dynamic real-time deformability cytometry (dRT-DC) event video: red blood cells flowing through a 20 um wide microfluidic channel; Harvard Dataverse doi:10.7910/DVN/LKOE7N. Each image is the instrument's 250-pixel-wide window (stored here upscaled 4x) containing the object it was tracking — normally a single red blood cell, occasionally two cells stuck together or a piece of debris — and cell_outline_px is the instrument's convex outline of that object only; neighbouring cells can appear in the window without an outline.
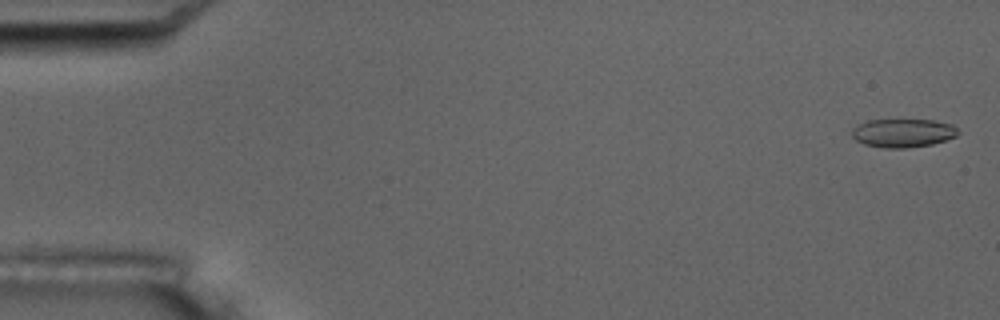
{"species": "common noctule bat (a hibernating species)", "species_latin": "Nyctalus noctula", "temperature_condition": "room temperature", "stored_images_in_passage": 5, "camera_frame_rate_fps": 3000, "um_per_image_px": 0.085, "animal": {"sex": "male", "body_mass_g": 17.5, "forearm_length_mm": 52.3}, "frame": {"image": 1, "passage_image": 1, "time_ms": 0.0, "image_size_px": [1000, 320], "cell_outline_px": [[960, 132], [956, 136], [932, 144], [908, 148], [884, 148], [864, 144], [856, 140], [852, 136], [852, 128], [868, 120], [936, 120], [952, 124]], "centroid_in_image_um": [76.76, 11.3], "position_along_channel_um": 8.2, "area_um2": 17.63}}
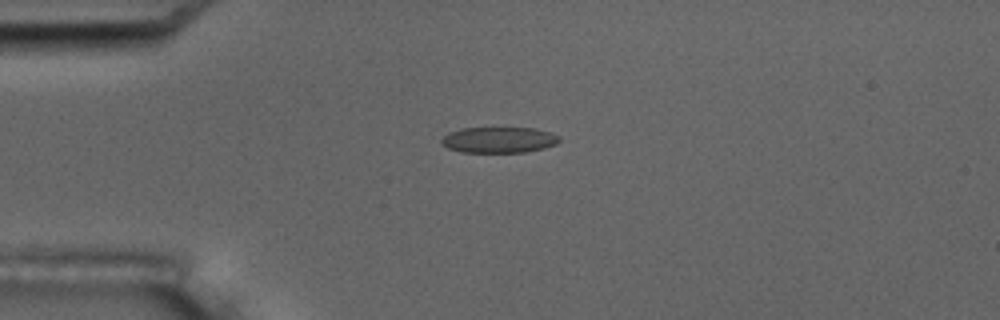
{"frame": {"image": 2, "passage_image": 5, "time_ms": 4.333, "image_size_px": [1000, 320], "cell_outline_px": [[560, 140], [556, 144], [544, 148], [524, 152], [460, 152], [448, 148], [440, 144], [440, 140], [448, 132], [460, 128], [536, 128], [560, 136]], "centroid_in_image_um": [42.37, 11.89], "position_along_channel_um": 42.6, "area_um2": 17.86}}